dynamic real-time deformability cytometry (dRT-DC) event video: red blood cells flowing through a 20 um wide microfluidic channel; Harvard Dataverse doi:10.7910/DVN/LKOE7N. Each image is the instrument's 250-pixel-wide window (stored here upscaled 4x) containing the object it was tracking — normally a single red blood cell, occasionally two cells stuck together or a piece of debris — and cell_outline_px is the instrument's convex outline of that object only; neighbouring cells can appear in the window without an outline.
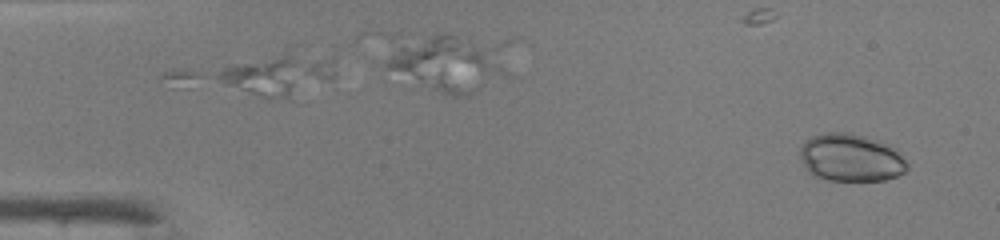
{"species": "common noctule bat (a hibernating species)", "species_latin": "Nyctalus noctula", "temperature_condition": "warm", "stored_images_in_passage": 46, "camera_frame_rate_fps": 3000, "um_per_image_px": 0.085, "animal": {"sex": "male", "body_mass_g": 19.0, "forearm_length_mm": 50.8}, "frame": {"image": 1, "passage_image": 2, "time_ms": 0.333, "image_size_px": [1000, 240], "cell_outline_px": [[908, 168], [904, 172], [896, 176], [884, 180], [828, 180], [812, 176], [808, 172], [800, 156], [800, 148], [804, 140], [812, 136], [824, 132], [852, 132], [876, 140], [896, 148], [908, 164]], "centroid_in_image_um": [72.3, 13.39], "position_along_channel_um": 12.7, "area_um2": 29.94}}
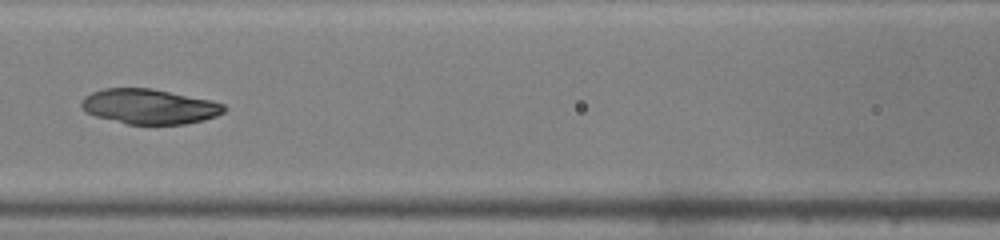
{"frame": {"image": 2, "passage_image": 21, "time_ms": 6.667, "image_size_px": [1000, 240], "cell_outline_px": [[228, 108], [224, 112], [216, 116], [204, 120], [184, 124], [128, 124], [96, 116], [88, 112], [80, 104], [84, 96], [92, 92], [104, 88], [152, 88], [212, 100], [224, 104]], "centroid_in_image_um": [12.74, 9.04], "position_along_channel_um": 153.9, "area_um2": 29.07}}
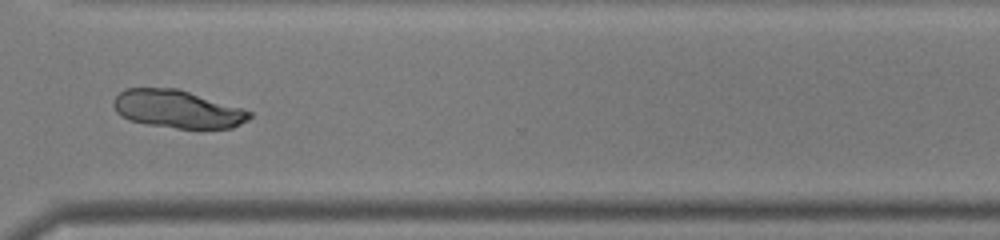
{"frame": {"image": 3, "passage_image": 35, "time_ms": 11.333, "image_size_px": [1000, 240], "cell_outline_px": [[252, 116], [248, 120], [232, 128], [176, 128], [144, 124], [128, 120], [120, 116], [116, 112], [112, 104], [112, 100], [124, 88], [176, 88], [240, 108], [252, 112]], "centroid_in_image_um": [15.01, 9.28], "position_along_channel_um": 355.6, "area_um2": 29.94}, "authors_computed_cell_mechanics": {"area_um2": 29.767, "velocity_mm_per_s": 4.3112, "shape_relaxation_time_tau1_ms": 9.679, "shape_relaxation_time_tau2_ms": null, "deformation_change_tau1": 0.1434, "deformation_change_tau2": null}}